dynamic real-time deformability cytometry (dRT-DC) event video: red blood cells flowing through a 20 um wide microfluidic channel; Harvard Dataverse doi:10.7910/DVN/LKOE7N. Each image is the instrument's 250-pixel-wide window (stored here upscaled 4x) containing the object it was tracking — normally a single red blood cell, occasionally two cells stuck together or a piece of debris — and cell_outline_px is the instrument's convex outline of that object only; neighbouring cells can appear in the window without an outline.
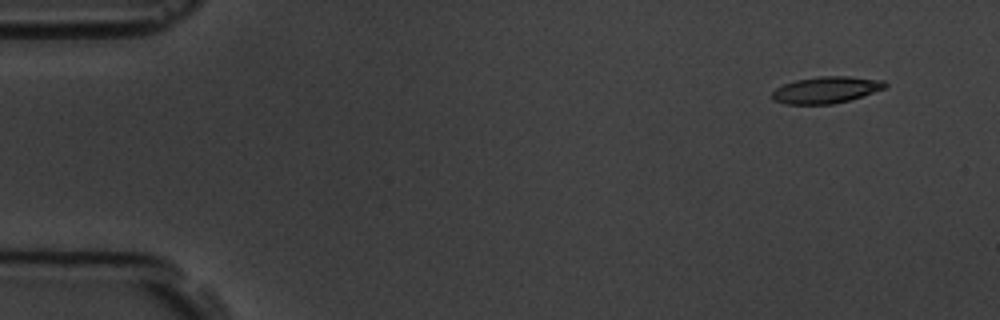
{"species": "common noctule bat (a hibernating species)", "species_latin": "Nyctalus noctula", "temperature_condition": "room temperature", "stored_images_in_passage": 9, "camera_frame_rate_fps": 3000, "um_per_image_px": 0.085, "animal": {"sex": "male", "body_mass_g": 19.5, "forearm_length_mm": 54.6}, "frame": {"image": 1, "passage_image": 2, "time_ms": 1.0, "image_size_px": [1000, 320], "cell_outline_px": [[888, 84], [884, 88], [848, 100], [832, 104], [784, 104], [772, 100], [772, 92], [776, 88], [784, 84], [796, 80], [820, 76], [848, 76], [884, 80]], "centroid_in_image_um": [70.18, 7.64], "position_along_channel_um": 14.8, "area_um2": 17.4}}
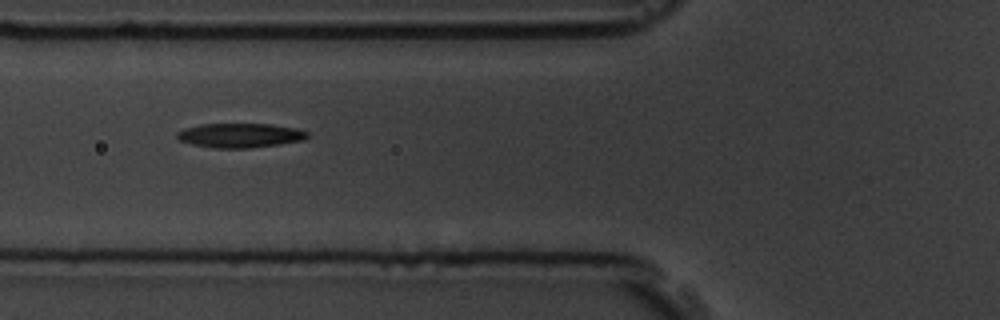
{"frame": {"image": 2, "passage_image": 7, "time_ms": 6.667, "image_size_px": [1000, 320], "cell_outline_px": [[308, 136], [304, 140], [280, 144], [248, 148], [212, 148], [192, 144], [180, 140], [176, 136], [176, 132], [184, 128], [200, 124], [272, 124], [296, 128], [308, 132]], "centroid_in_image_um": [20.4, 11.5], "position_along_channel_um": 105.4, "area_um2": 18.55}}
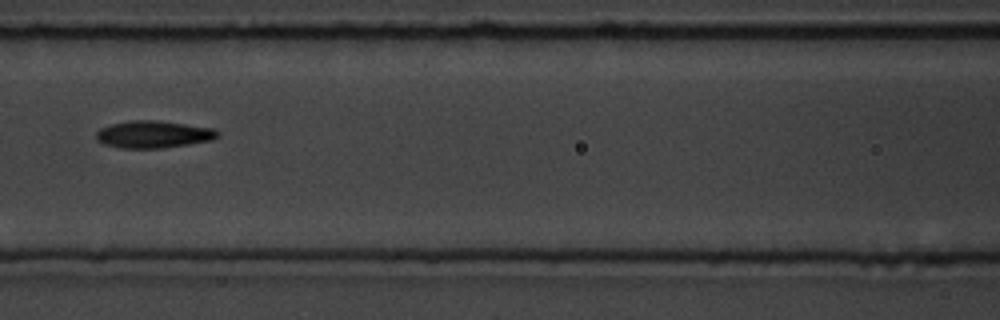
{"frame": {"image": 3, "passage_image": 8, "time_ms": 8.0, "image_size_px": [1000, 320], "cell_outline_px": [[220, 136], [212, 140], [188, 144], [160, 148], [120, 148], [104, 144], [96, 140], [96, 132], [100, 128], [112, 124], [132, 120], [156, 120], [216, 128], [220, 132]], "centroid_in_image_um": [13.07, 11.42], "position_along_channel_um": 153.5, "area_um2": 19.36}}